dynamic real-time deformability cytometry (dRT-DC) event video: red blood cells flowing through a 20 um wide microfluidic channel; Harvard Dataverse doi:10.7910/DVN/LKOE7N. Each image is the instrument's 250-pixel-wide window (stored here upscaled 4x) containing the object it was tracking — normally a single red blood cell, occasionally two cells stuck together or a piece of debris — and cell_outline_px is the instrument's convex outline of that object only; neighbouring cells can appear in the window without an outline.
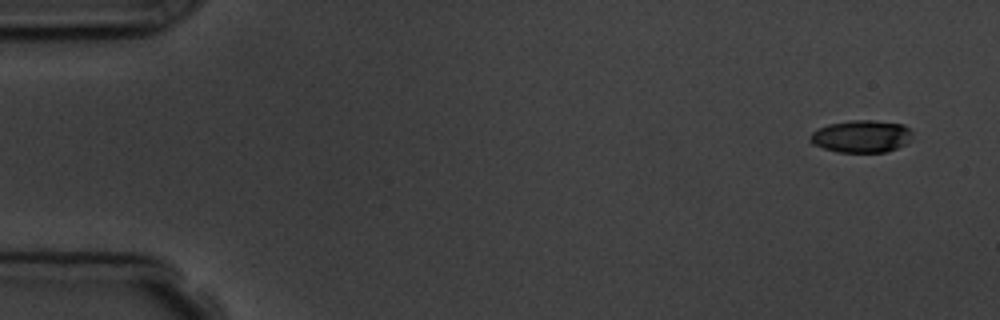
{"species": "common noctule bat (a hibernating species)", "species_latin": "Nyctalus noctula", "temperature_condition": "room temperature", "stored_images_in_passage": 3, "camera_frame_rate_fps": 3000, "um_per_image_px": 0.085, "animal": {"sex": "male", "body_mass_g": 19.5, "forearm_length_mm": 54.6}, "frame": {"image": 1, "passage_image": 3, "time_ms": 3.333, "image_size_px": [1000, 320], "cell_outline_px": [[912, 140], [896, 148], [884, 152], [836, 152], [812, 144], [808, 140], [808, 136], [816, 128], [828, 124], [852, 120], [872, 120], [904, 124], [912, 132]], "centroid_in_image_um": [73.18, 11.58], "position_along_channel_um": 11.8, "area_um2": 19.48}}